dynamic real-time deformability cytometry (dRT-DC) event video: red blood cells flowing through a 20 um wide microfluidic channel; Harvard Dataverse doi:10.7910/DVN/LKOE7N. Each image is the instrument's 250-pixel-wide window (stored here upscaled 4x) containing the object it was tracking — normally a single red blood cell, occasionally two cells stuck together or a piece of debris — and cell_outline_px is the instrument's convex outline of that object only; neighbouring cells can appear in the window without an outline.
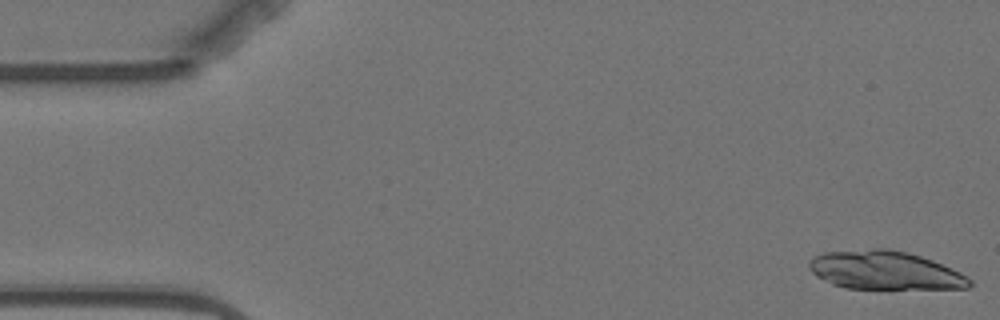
{"species": "Egyptian fruit bat (a non-hibernating species)", "species_latin": "Rousettus aegyptiacus", "temperature_condition": "warm", "stored_images_in_passage": 5, "camera_frame_rate_fps": 3000, "um_per_image_px": 0.085, "animal": {"sex": "female"}, "frame": {"image": 1, "passage_image": 1, "time_ms": 0.0, "image_size_px": [1000, 320], "cell_outline_px": [[972, 284], [968, 288], [848, 288], [832, 284], [816, 276], [812, 272], [808, 264], [808, 260], [812, 256], [824, 252], [876, 248], [888, 248], [908, 252], [932, 260], [952, 268], [968, 276], [972, 280]], "centroid_in_image_um": [75.2, 22.96], "position_along_channel_um": 9.8, "area_um2": 36.01}}